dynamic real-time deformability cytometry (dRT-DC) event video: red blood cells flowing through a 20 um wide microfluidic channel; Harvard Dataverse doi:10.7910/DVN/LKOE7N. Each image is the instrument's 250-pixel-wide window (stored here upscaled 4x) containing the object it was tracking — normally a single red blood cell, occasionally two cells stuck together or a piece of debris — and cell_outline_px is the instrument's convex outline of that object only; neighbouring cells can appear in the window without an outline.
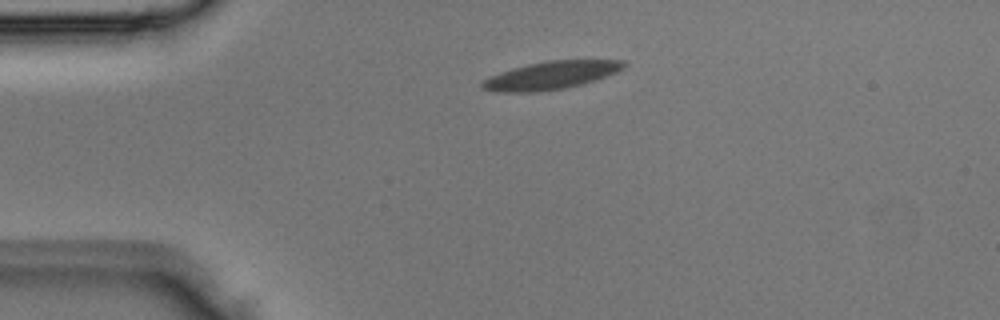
{"species": "Egyptian fruit bat (a non-hibernating species)", "species_latin": "Rousettus aegyptiacus", "temperature_condition": "room temperature", "stored_images_in_passage": 3, "camera_frame_rate_fps": 3000, "um_per_image_px": 0.085, "animal": {"sex": "male"}, "frame": {"image": 1, "passage_image": 3, "time_ms": 0.667, "image_size_px": [1000, 320], "cell_outline_px": [[628, 64], [624, 68], [616, 72], [596, 80], [564, 88], [536, 92], [496, 92], [480, 88], [480, 84], [488, 76], [512, 68], [528, 64], [548, 60], [628, 60]], "centroid_in_image_um": [46.83, 6.4], "position_along_channel_um": 38.2, "area_um2": 23.18}}